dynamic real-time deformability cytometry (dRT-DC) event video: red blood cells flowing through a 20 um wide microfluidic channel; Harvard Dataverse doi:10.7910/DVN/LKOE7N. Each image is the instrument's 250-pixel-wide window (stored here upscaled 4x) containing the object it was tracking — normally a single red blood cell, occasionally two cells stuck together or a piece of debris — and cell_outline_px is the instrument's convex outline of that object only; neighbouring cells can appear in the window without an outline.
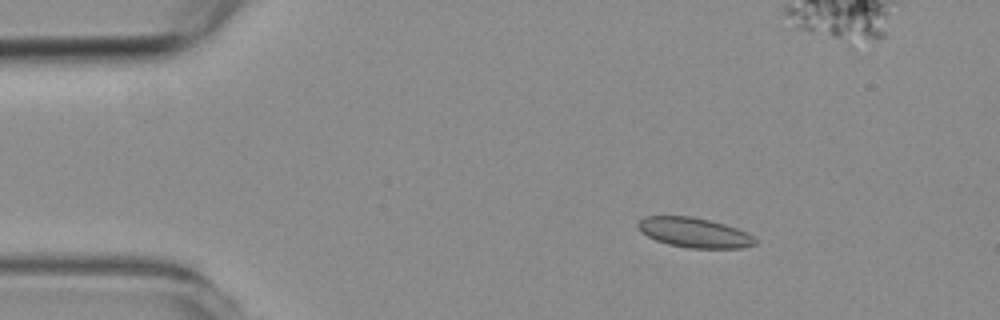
{"species": "common noctule bat (a hibernating species)", "species_latin": "Nyctalus noctula", "temperature_condition": "room temperature", "stored_images_in_passage": 4, "camera_frame_rate_fps": 3000, "um_per_image_px": 0.085, "animal": {"sex": "female", "body_mass_g": 19.3, "forearm_length_mm": 54.1}, "frame": {"image": 1, "passage_image": 1, "time_ms": 0.0, "image_size_px": [1000, 320], "cell_outline_px": [[756, 244], [744, 248], [688, 248], [668, 244], [656, 240], [640, 232], [636, 224], [644, 216], [692, 216], [724, 224], [736, 228], [752, 236], [756, 240]], "centroid_in_image_um": [58.98, 19.77], "position_along_channel_um": 26.0, "area_um2": 20.29}}